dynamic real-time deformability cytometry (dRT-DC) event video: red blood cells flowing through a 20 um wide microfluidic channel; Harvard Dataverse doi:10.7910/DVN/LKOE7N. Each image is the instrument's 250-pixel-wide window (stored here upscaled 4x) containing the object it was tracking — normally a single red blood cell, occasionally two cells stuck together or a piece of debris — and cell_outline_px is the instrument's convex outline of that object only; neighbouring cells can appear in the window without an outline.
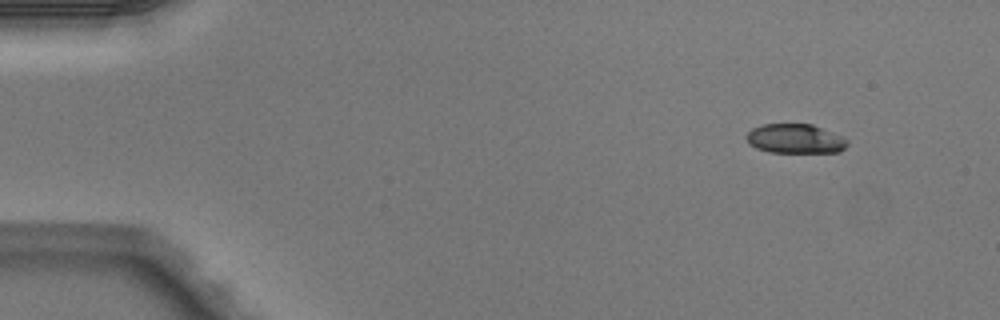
{"species": "Egyptian fruit bat (a non-hibernating species)", "species_latin": "Rousettus aegyptiacus", "temperature_condition": "warm", "stored_images_in_passage": 5, "camera_frame_rate_fps": 3000, "um_per_image_px": 0.085, "animal": {"sex": "male"}, "frame": {"image": 1, "passage_image": 1, "time_ms": 0.0, "image_size_px": [1000, 320], "cell_outline_px": [[848, 144], [840, 152], [768, 152], [756, 148], [748, 144], [744, 136], [752, 128], [764, 124], [812, 124], [844, 136], [848, 140]], "centroid_in_image_um": [67.59, 11.79], "position_along_channel_um": 17.4, "area_um2": 17.51}}
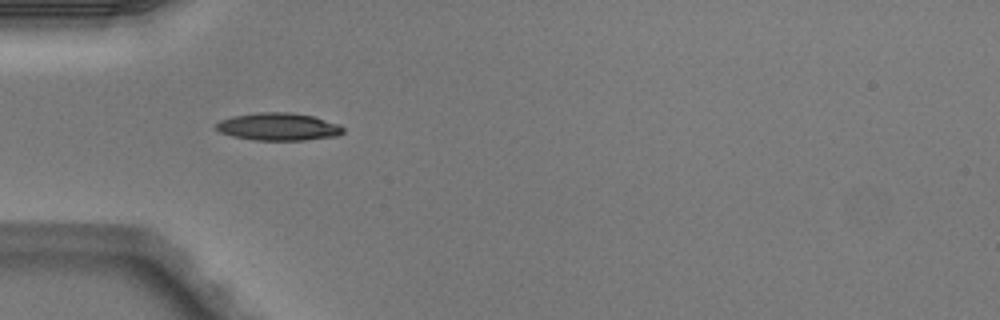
{"frame": {"image": 2, "passage_image": 4, "time_ms": 1.0, "image_size_px": [1000, 320], "cell_outline_px": [[344, 132], [336, 136], [304, 140], [252, 140], [232, 136], [220, 132], [216, 128], [216, 124], [220, 120], [232, 116], [256, 112], [288, 112], [312, 116], [340, 124], [344, 128]], "centroid_in_image_um": [23.65, 10.77], "position_along_channel_um": 61.3, "area_um2": 20.46}}
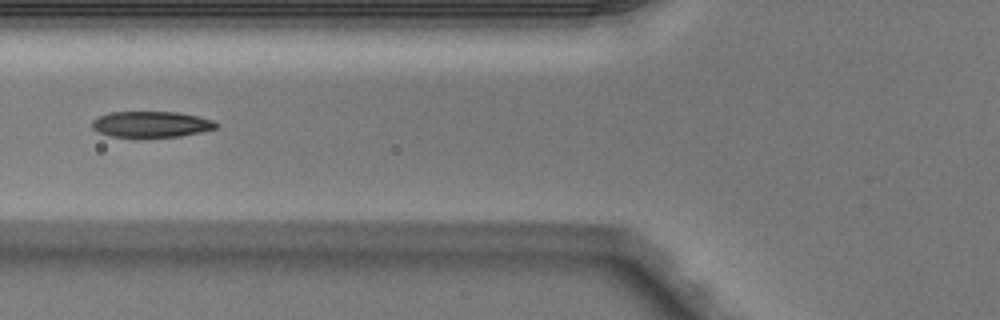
{"frame": {"image": 3, "passage_image": 5, "time_ms": 1.333, "image_size_px": [1000, 320], "cell_outline_px": [[220, 124], [216, 128], [200, 132], [180, 136], [112, 136], [96, 132], [92, 128], [92, 120], [108, 112], [176, 112], [196, 116], [212, 120]], "centroid_in_image_um": [12.83, 10.55], "position_along_channel_um": 113.0, "area_um2": 18.5}}